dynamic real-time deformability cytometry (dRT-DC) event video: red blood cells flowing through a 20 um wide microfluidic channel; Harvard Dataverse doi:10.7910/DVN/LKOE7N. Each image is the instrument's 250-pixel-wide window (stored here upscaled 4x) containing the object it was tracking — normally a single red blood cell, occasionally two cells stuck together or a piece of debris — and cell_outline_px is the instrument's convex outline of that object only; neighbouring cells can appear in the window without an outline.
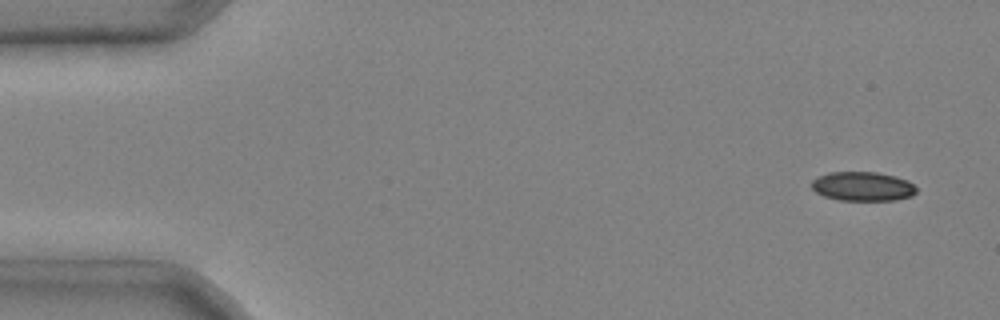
{"species": "common noctule bat (a hibernating species)", "species_latin": "Nyctalus noctula", "temperature_condition": "cold", "stored_images_in_passage": 4, "camera_frame_rate_fps": 3000, "um_per_image_px": 0.085, "animal": {"sex": "male", "body_mass_g": 20.4}, "frame": {"image": 1, "passage_image": 1, "time_ms": 0.0, "image_size_px": [1000, 320], "cell_outline_px": [[916, 192], [912, 196], [896, 200], [840, 200], [824, 196], [816, 192], [812, 188], [812, 180], [828, 172], [876, 172], [896, 176], [908, 180], [916, 188]], "centroid_in_image_um": [73.34, 15.84], "position_along_channel_um": 11.7, "area_um2": 17.8}}
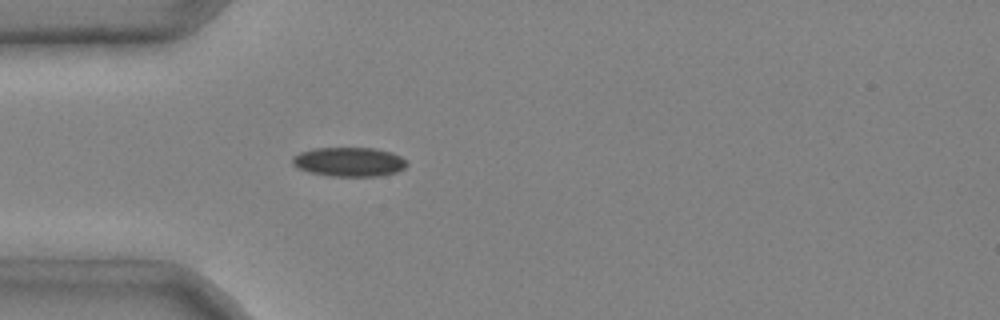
{"frame": {"image": 2, "passage_image": 4, "time_ms": 1.0, "image_size_px": [1000, 320], "cell_outline_px": [[408, 164], [404, 168], [396, 172], [380, 176], [328, 176], [308, 172], [296, 168], [292, 164], [292, 156], [300, 152], [312, 148], [376, 148], [392, 152], [400, 156]], "centroid_in_image_um": [29.63, 13.76], "position_along_channel_um": 55.4, "area_um2": 19.71}}